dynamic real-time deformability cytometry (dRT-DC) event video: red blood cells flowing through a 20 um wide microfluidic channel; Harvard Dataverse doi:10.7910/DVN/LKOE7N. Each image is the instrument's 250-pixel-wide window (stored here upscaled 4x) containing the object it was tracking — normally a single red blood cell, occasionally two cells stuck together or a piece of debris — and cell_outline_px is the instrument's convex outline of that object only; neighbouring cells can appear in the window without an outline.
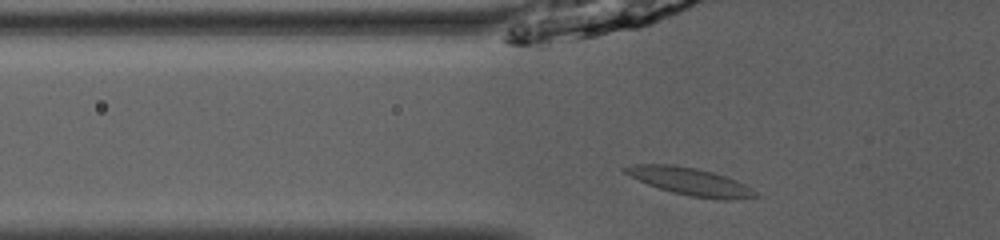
{"species": "common noctule bat (a hibernating species)", "species_latin": "Nyctalus noctula", "temperature_condition": "room temperature", "stored_images_in_passage": 35, "camera_frame_rate_fps": 3000, "um_per_image_px": 0.085, "animal": {"sex": "male", "body_mass_g": 13.0, "forearm_length_mm": 53.1}, "frame": {"image": 1, "passage_image": 3, "time_ms": 0.667, "image_size_px": [1000, 240], "cell_outline_px": [[756, 196], [736, 200], [720, 200], [692, 196], [672, 192], [648, 184], [624, 172], [620, 168], [632, 164], [672, 164], [696, 168], [728, 176], [752, 188], [756, 192]], "centroid_in_image_um": [58.68, 15.42], "position_along_channel_um": 67.1, "area_um2": 20.81}}
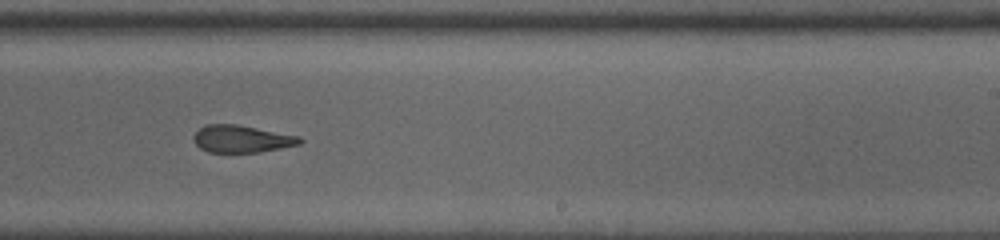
{"frame": {"image": 2, "passage_image": 18, "time_ms": 5.667, "image_size_px": [1000, 240], "cell_outline_px": [[304, 140], [300, 144], [260, 152], [208, 152], [200, 148], [196, 144], [192, 136], [204, 124], [236, 124], [300, 136]], "centroid_in_image_um": [20.54, 11.8], "position_along_channel_um": 268.5, "area_um2": 16.88}}
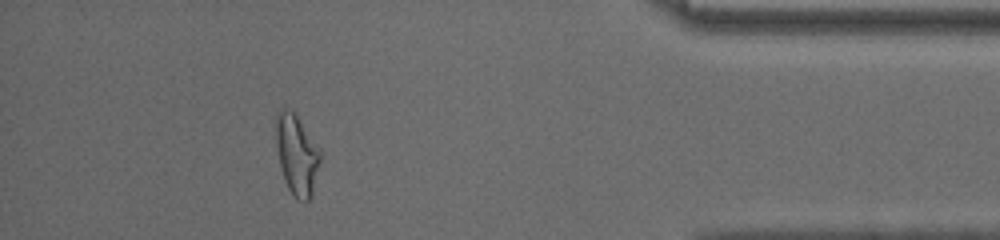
{"frame": {"image": 3, "passage_image": 31, "time_ms": 10.0, "image_size_px": [1000, 240], "cell_outline_px": [[324, 152], [312, 196], [308, 200], [296, 200], [292, 196], [284, 180], [280, 168], [276, 144], [276, 112], [280, 108], [284, 108], [296, 112]], "centroid_in_image_um": [25.27, 13.12], "position_along_channel_um": 409.9, "area_um2": 21.73}, "authors_computed_cell_mechanics": {"area_um2": 17.918, "velocity_mm_per_s": 4.0574, "shape_relaxation_time_tau1_ms": null, "shape_relaxation_time_tau2_ms": 2.1128, "deformation_change_tau1": null, "deformation_change_tau2": 0.1086}}